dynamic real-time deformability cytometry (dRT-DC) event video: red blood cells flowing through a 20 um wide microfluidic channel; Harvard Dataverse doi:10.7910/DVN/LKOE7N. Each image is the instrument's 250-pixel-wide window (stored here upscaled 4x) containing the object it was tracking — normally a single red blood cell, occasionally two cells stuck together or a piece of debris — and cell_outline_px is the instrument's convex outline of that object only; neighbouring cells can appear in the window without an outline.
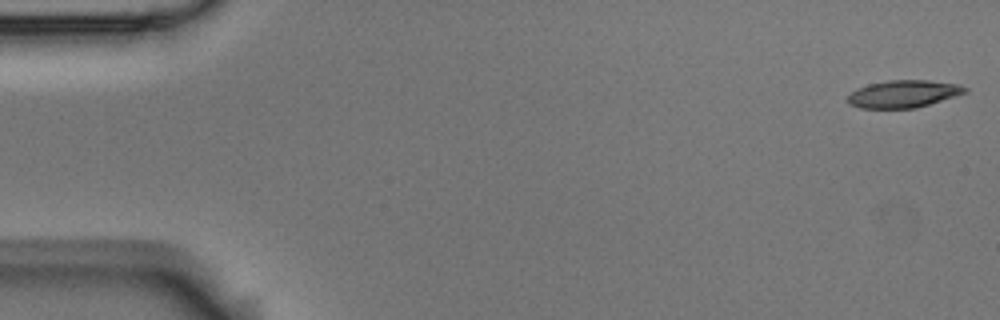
{"species": "Egyptian fruit bat (a non-hibernating species)", "species_latin": "Rousettus aegyptiacus", "temperature_condition": "room temperature", "stored_images_in_passage": 9, "camera_frame_rate_fps": 3000, "um_per_image_px": 0.085, "animal": {"sex": "male"}, "frame": {"image": 1, "passage_image": 1, "time_ms": 0.0, "image_size_px": [1000, 320], "cell_outline_px": [[968, 92], [956, 96], [916, 108], [860, 108], [848, 104], [848, 96], [856, 88], [868, 84], [888, 80], [928, 80], [960, 84], [968, 88]], "centroid_in_image_um": [76.81, 7.97], "position_along_channel_um": 8.2, "area_um2": 18.84}}
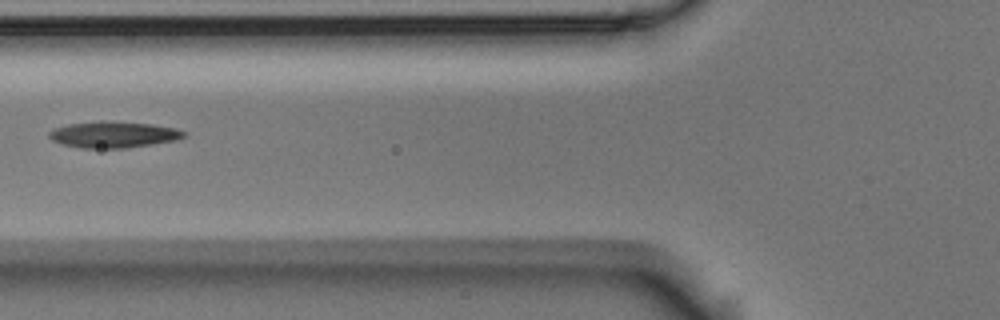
{"frame": {"image": 2, "passage_image": 6, "time_ms": 1.667, "image_size_px": [1000, 320], "cell_outline_px": [[188, 132], [184, 136], [176, 140], [124, 148], [80, 148], [64, 144], [52, 140], [48, 136], [48, 132], [56, 128], [68, 124], [100, 120], [152, 124], [176, 128]], "centroid_in_image_um": [9.64, 11.43], "position_along_channel_um": 116.2, "area_um2": 20.58}}
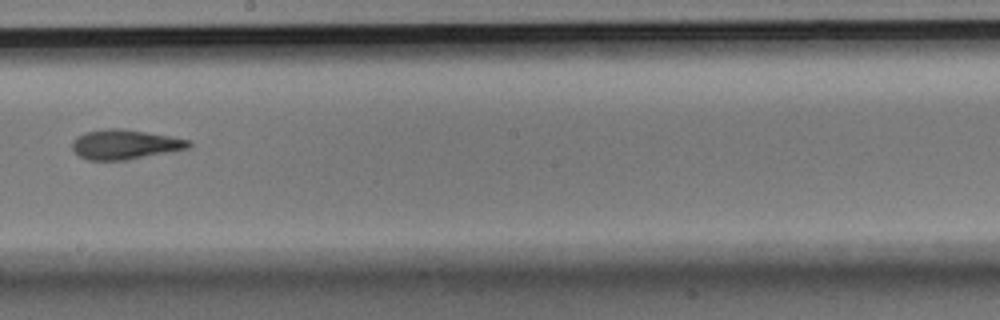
{"frame": {"image": 3, "passage_image": 9, "time_ms": 2.667, "image_size_px": [1000, 320], "cell_outline_px": [[192, 144], [188, 148], [124, 160], [88, 160], [80, 156], [72, 148], [72, 140], [76, 136], [84, 132], [108, 128], [124, 128], [168, 136], [188, 140]], "centroid_in_image_um": [10.55, 12.26], "position_along_channel_um": 237.7, "area_um2": 19.88}}